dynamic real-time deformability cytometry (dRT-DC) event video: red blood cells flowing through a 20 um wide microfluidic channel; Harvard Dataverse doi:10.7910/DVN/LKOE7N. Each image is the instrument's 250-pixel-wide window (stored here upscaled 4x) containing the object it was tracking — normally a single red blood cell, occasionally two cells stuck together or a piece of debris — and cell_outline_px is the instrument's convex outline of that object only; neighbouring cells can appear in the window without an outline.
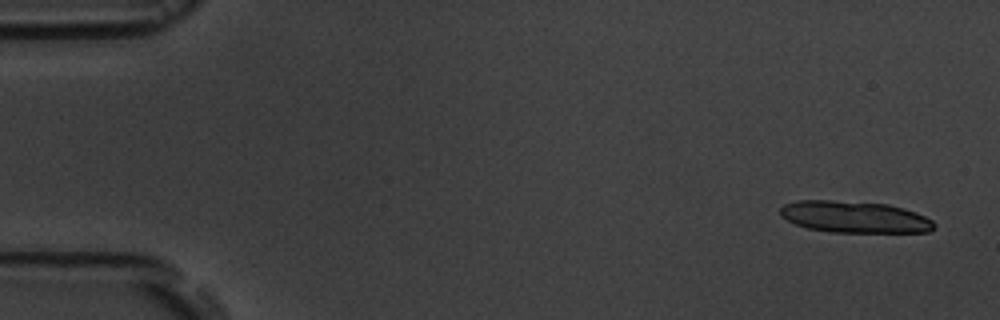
{"species": "common noctule bat (a hibernating species)", "species_latin": "Nyctalus noctula", "temperature_condition": "room temperature", "stored_images_in_passage": 5, "camera_frame_rate_fps": 3000, "um_per_image_px": 0.085, "animal": {"sex": "male", "body_mass_g": 19.5, "forearm_length_mm": 54.6}, "frame": {"image": 1, "passage_image": 1, "time_ms": 0.0, "image_size_px": [1000, 320], "cell_outline_px": [[936, 228], [928, 232], [832, 232], [808, 228], [796, 224], [780, 216], [780, 208], [784, 204], [796, 200], [832, 200], [888, 204], [904, 208], [916, 212], [932, 220], [936, 224]], "centroid_in_image_um": [72.65, 18.44], "position_along_channel_um": 12.4, "area_um2": 28.5}}